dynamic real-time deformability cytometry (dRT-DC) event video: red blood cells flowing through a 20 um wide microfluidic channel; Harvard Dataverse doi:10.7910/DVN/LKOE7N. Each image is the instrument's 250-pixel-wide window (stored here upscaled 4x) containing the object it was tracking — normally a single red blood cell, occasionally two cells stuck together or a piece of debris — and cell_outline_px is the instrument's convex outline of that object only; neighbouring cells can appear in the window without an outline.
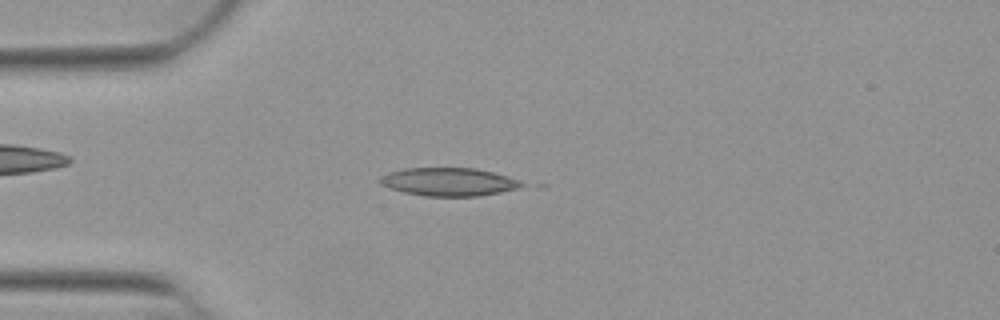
{"species": "Egyptian fruit bat (a non-hibernating species)", "species_latin": "Rousettus aegyptiacus", "temperature_condition": "warm", "stored_images_in_passage": 26, "camera_frame_rate_fps": 3000, "um_per_image_px": 0.085, "animal": {"sex": "female"}, "frame": {"image": 1, "passage_image": 13, "time_ms": 4.0, "image_size_px": [1000, 320], "cell_outline_px": [[528, 184], [520, 188], [500, 192], [476, 196], [424, 196], [404, 192], [388, 188], [380, 184], [376, 180], [380, 176], [388, 172], [404, 168], [476, 168], [508, 176], [520, 180]], "centroid_in_image_um": [38.12, 15.45], "position_along_channel_um": 46.9, "area_um2": 23.52}}
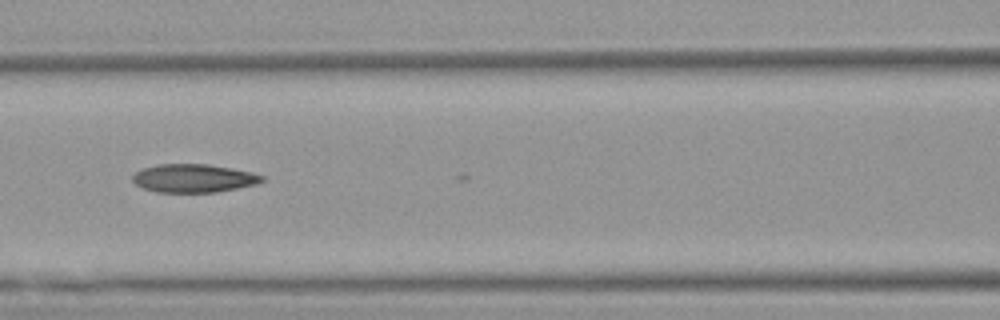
{"frame": {"image": 2, "passage_image": 22, "time_ms": 7.0, "image_size_px": [1000, 320], "cell_outline_px": [[264, 180], [256, 184], [216, 192], [156, 192], [144, 188], [136, 184], [132, 180], [132, 176], [136, 172], [144, 168], [160, 164], [208, 164], [232, 168], [252, 172], [264, 176]], "centroid_in_image_um": [16.47, 15.15], "position_along_channel_um": 150.1, "area_um2": 21.21}}
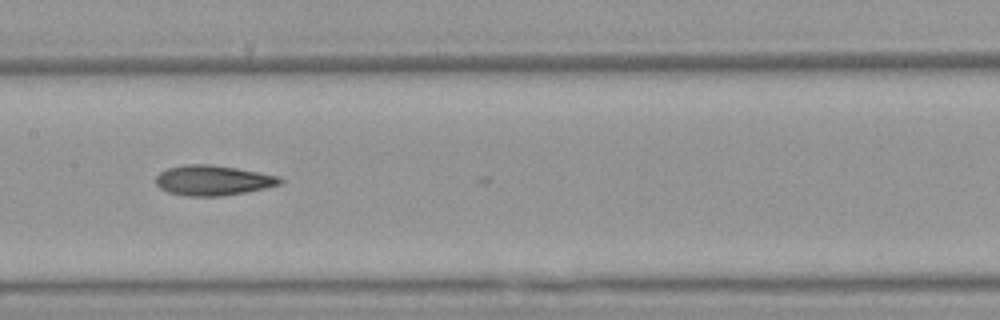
{"frame": {"image": 3, "passage_image": 25, "time_ms": 8.0, "image_size_px": [1000, 320], "cell_outline_px": [[284, 180], [280, 184], [264, 188], [244, 192], [220, 196], [188, 196], [168, 192], [160, 188], [156, 184], [156, 176], [160, 172], [168, 168], [184, 164], [212, 164], [236, 168], [280, 176]], "centroid_in_image_um": [18.09, 15.32], "position_along_channel_um": 189.3, "area_um2": 21.73}}